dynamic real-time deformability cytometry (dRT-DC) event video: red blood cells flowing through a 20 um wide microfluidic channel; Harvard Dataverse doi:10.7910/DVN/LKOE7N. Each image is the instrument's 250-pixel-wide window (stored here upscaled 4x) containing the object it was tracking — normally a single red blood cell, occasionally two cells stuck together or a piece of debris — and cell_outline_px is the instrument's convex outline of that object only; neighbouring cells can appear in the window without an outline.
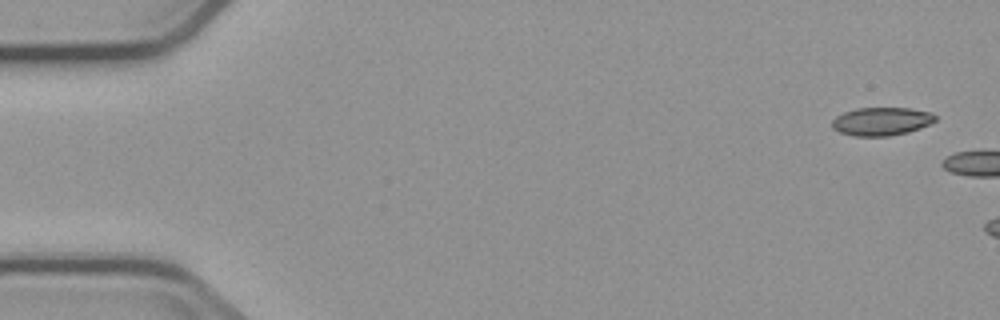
{"species": "common noctule bat (a hibernating species)", "species_latin": "Nyctalus noctula", "temperature_condition": "cold", "stored_images_in_passage": 2, "camera_frame_rate_fps": 3000, "um_per_image_px": 0.085, "animal": {"sex": "male", "body_mass_g": 23.1, "forearm_length_mm": 52.7}, "frame": {"image": 1, "passage_image": 1, "time_ms": 0.0, "image_size_px": [1000, 320], "cell_outline_px": [[936, 120], [920, 128], [908, 132], [888, 136], [856, 136], [840, 132], [832, 128], [832, 120], [836, 116], [844, 112], [856, 108], [908, 108], [932, 112], [936, 116]], "centroid_in_image_um": [74.92, 10.31], "position_along_channel_um": 10.1, "area_um2": 16.94}}